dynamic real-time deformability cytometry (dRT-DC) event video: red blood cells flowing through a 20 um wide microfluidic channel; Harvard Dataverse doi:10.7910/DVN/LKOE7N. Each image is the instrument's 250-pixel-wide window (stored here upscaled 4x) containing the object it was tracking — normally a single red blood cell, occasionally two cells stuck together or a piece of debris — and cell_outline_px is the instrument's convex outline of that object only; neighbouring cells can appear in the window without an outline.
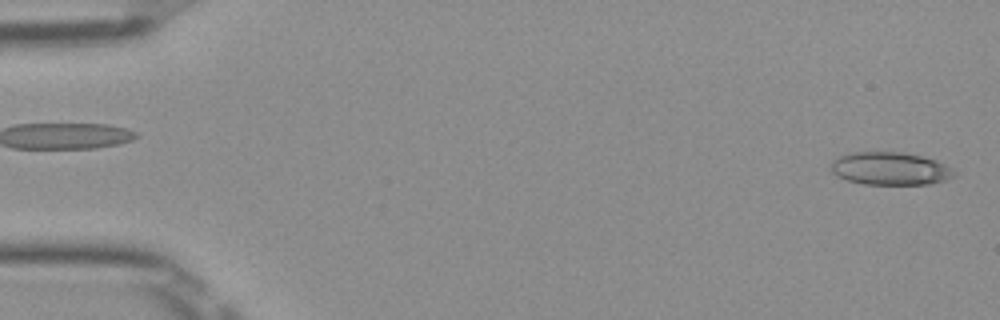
{"species": "Egyptian fruit bat (a non-hibernating species)", "species_latin": "Rousettus aegyptiacus", "temperature_condition": "room temperature", "stored_images_in_passage": 50, "camera_frame_rate_fps": 3000, "um_per_image_px": 0.085, "frame": {"image": 1, "passage_image": 1, "time_ms": 0.0, "image_size_px": [1000, 320], "cell_outline_px": [[960, 172], [956, 176], [932, 184], [864, 184], [848, 180], [832, 172], [832, 160], [840, 156], [852, 152], [904, 152], [936, 160]], "centroid_in_image_um": [75.73, 14.33], "position_along_channel_um": 9.3, "area_um2": 23.58}}
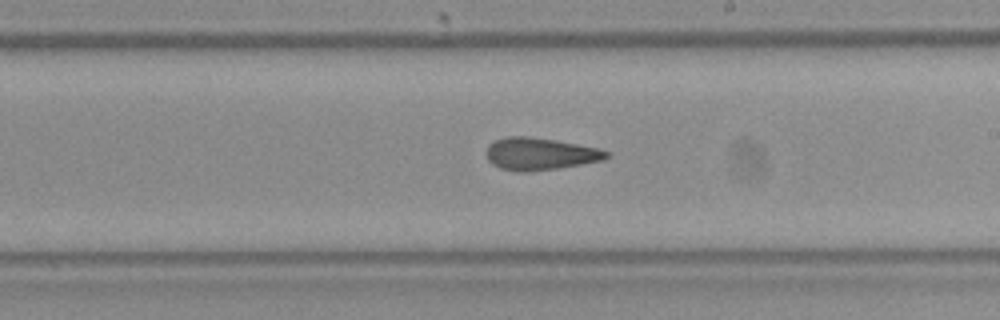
{"frame": {"image": 2, "passage_image": 29, "time_ms": 9.333, "image_size_px": [1000, 320], "cell_outline_px": [[612, 156], [604, 160], [556, 168], [528, 172], [520, 172], [500, 168], [492, 164], [488, 160], [484, 152], [488, 144], [504, 136], [528, 136], [556, 140], [600, 148], [608, 152]], "centroid_in_image_um": [45.88, 13.07], "position_along_channel_um": 243.1, "area_um2": 22.83}}
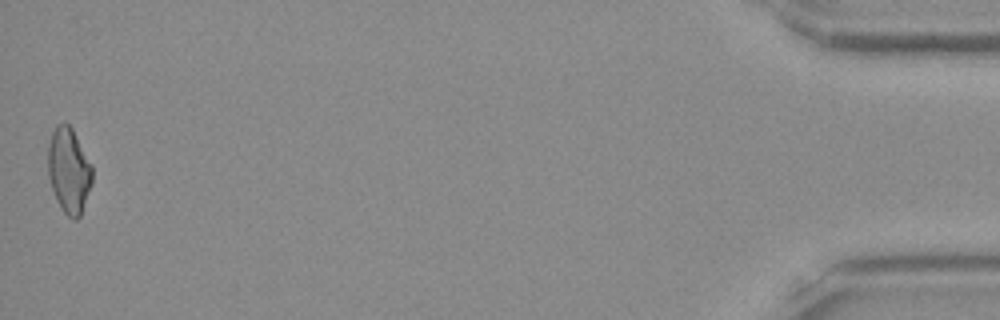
{"frame": {"image": 3, "passage_image": 50, "time_ms": 16.333, "image_size_px": [1000, 320], "cell_outline_px": [[92, 184], [80, 216], [76, 220], [72, 220], [60, 208], [56, 200], [48, 176], [48, 144], [52, 132], [56, 124], [68, 124], [72, 128], [92, 164]], "centroid_in_image_um": [5.85, 14.51], "position_along_channel_um": 429.3, "area_um2": 22.14}, "authors_computed_cell_mechanics": {"area_um2": 22.7443, "velocity_mm_per_s": 4.0014, "shape_relaxation_time_tau1_ms": null, "shape_relaxation_time_tau2_ms": 3.137, "deformation_change_tau1": null, "deformation_change_tau2": 0.1289}}